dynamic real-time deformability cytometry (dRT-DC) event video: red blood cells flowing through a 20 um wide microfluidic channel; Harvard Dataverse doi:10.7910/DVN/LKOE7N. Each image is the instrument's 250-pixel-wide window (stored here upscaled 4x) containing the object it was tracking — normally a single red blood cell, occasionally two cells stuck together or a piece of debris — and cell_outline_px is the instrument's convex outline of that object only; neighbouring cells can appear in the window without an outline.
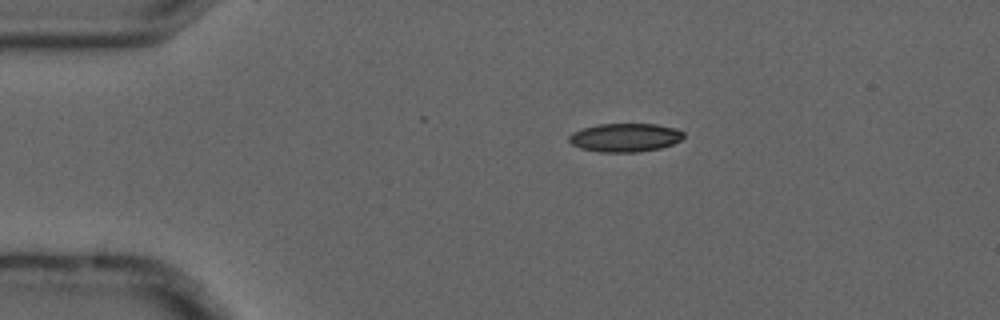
{"species": "common noctule bat (a hibernating species)", "species_latin": "Nyctalus noctula", "temperature_condition": "cold", "stored_images_in_passage": 5, "camera_frame_rate_fps": 3000, "um_per_image_px": 0.085, "animal": {"sex": "male", "forearm_length_mm": 52.5}, "frame": {"image": 1, "passage_image": 4, "time_ms": 1.0, "image_size_px": [1000, 320], "cell_outline_px": [[684, 136], [680, 140], [672, 144], [660, 148], [636, 152], [600, 152], [580, 148], [572, 144], [568, 140], [568, 136], [572, 132], [596, 124], [656, 124], [676, 128], [684, 132]], "centroid_in_image_um": [53.12, 11.68], "position_along_channel_um": 31.9, "area_um2": 19.07}}